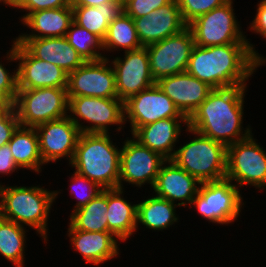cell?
<instances>
[{"mask_svg": "<svg viewBox=\"0 0 266 267\" xmlns=\"http://www.w3.org/2000/svg\"><path fill=\"white\" fill-rule=\"evenodd\" d=\"M259 67L248 43H233L192 49L186 72L210 87L247 86Z\"/></svg>", "mask_w": 266, "mask_h": 267, "instance_id": "1", "label": "cell"}, {"mask_svg": "<svg viewBox=\"0 0 266 267\" xmlns=\"http://www.w3.org/2000/svg\"><path fill=\"white\" fill-rule=\"evenodd\" d=\"M246 88L236 86L212 89L188 118L187 127L226 147L253 135L250 126L242 131Z\"/></svg>", "mask_w": 266, "mask_h": 267, "instance_id": "2", "label": "cell"}, {"mask_svg": "<svg viewBox=\"0 0 266 267\" xmlns=\"http://www.w3.org/2000/svg\"><path fill=\"white\" fill-rule=\"evenodd\" d=\"M112 142L109 133H81L70 163L102 189L119 188L121 149Z\"/></svg>", "mask_w": 266, "mask_h": 267, "instance_id": "3", "label": "cell"}, {"mask_svg": "<svg viewBox=\"0 0 266 267\" xmlns=\"http://www.w3.org/2000/svg\"><path fill=\"white\" fill-rule=\"evenodd\" d=\"M58 193L39 186L0 185V217L22 226H30L46 242L47 219Z\"/></svg>", "mask_w": 266, "mask_h": 267, "instance_id": "4", "label": "cell"}, {"mask_svg": "<svg viewBox=\"0 0 266 267\" xmlns=\"http://www.w3.org/2000/svg\"><path fill=\"white\" fill-rule=\"evenodd\" d=\"M186 131L196 137L177 148L171 160L200 183L226 178L227 147L189 127Z\"/></svg>", "mask_w": 266, "mask_h": 267, "instance_id": "5", "label": "cell"}, {"mask_svg": "<svg viewBox=\"0 0 266 267\" xmlns=\"http://www.w3.org/2000/svg\"><path fill=\"white\" fill-rule=\"evenodd\" d=\"M233 0L214 8L208 13L199 16L187 27L191 30L195 45L209 47L233 43H248L255 54L259 66L266 63V58L259 55L246 35L241 31L233 9ZM257 52V53H256Z\"/></svg>", "mask_w": 266, "mask_h": 267, "instance_id": "6", "label": "cell"}, {"mask_svg": "<svg viewBox=\"0 0 266 267\" xmlns=\"http://www.w3.org/2000/svg\"><path fill=\"white\" fill-rule=\"evenodd\" d=\"M67 88L18 89L13 108L21 126L36 127L68 114Z\"/></svg>", "mask_w": 266, "mask_h": 267, "instance_id": "7", "label": "cell"}, {"mask_svg": "<svg viewBox=\"0 0 266 267\" xmlns=\"http://www.w3.org/2000/svg\"><path fill=\"white\" fill-rule=\"evenodd\" d=\"M239 187L229 179L201 183L198 194L190 204L206 220L217 224H229L237 220L244 204Z\"/></svg>", "mask_w": 266, "mask_h": 267, "instance_id": "8", "label": "cell"}, {"mask_svg": "<svg viewBox=\"0 0 266 267\" xmlns=\"http://www.w3.org/2000/svg\"><path fill=\"white\" fill-rule=\"evenodd\" d=\"M68 99V111L73 114L68 116L81 133L108 134V125L114 124L120 125L117 128L119 132L125 122L124 102L121 99L89 96L68 97ZM78 118L86 120L90 126L82 125Z\"/></svg>", "mask_w": 266, "mask_h": 267, "instance_id": "9", "label": "cell"}, {"mask_svg": "<svg viewBox=\"0 0 266 267\" xmlns=\"http://www.w3.org/2000/svg\"><path fill=\"white\" fill-rule=\"evenodd\" d=\"M253 136L227 146L226 178L236 186L266 188V151ZM265 187V188H264Z\"/></svg>", "mask_w": 266, "mask_h": 267, "instance_id": "10", "label": "cell"}, {"mask_svg": "<svg viewBox=\"0 0 266 267\" xmlns=\"http://www.w3.org/2000/svg\"><path fill=\"white\" fill-rule=\"evenodd\" d=\"M194 46L193 35L188 27L178 34L146 46L154 81L186 72Z\"/></svg>", "mask_w": 266, "mask_h": 267, "instance_id": "11", "label": "cell"}, {"mask_svg": "<svg viewBox=\"0 0 266 267\" xmlns=\"http://www.w3.org/2000/svg\"><path fill=\"white\" fill-rule=\"evenodd\" d=\"M7 60L19 61L17 89L67 88L68 73L53 63L33 57L21 44L13 40Z\"/></svg>", "mask_w": 266, "mask_h": 267, "instance_id": "12", "label": "cell"}, {"mask_svg": "<svg viewBox=\"0 0 266 267\" xmlns=\"http://www.w3.org/2000/svg\"><path fill=\"white\" fill-rule=\"evenodd\" d=\"M124 111L125 122H130L132 134L139 127L159 119L187 118L157 84L126 100Z\"/></svg>", "mask_w": 266, "mask_h": 267, "instance_id": "13", "label": "cell"}, {"mask_svg": "<svg viewBox=\"0 0 266 267\" xmlns=\"http://www.w3.org/2000/svg\"><path fill=\"white\" fill-rule=\"evenodd\" d=\"M107 57L86 61L68 74V97L118 98L115 72ZM109 64V66L107 65Z\"/></svg>", "mask_w": 266, "mask_h": 267, "instance_id": "14", "label": "cell"}, {"mask_svg": "<svg viewBox=\"0 0 266 267\" xmlns=\"http://www.w3.org/2000/svg\"><path fill=\"white\" fill-rule=\"evenodd\" d=\"M165 161L159 153L141 145L134 138L126 139L121 148L119 188L124 189L122 181L137 187L148 183L153 188Z\"/></svg>", "mask_w": 266, "mask_h": 267, "instance_id": "15", "label": "cell"}, {"mask_svg": "<svg viewBox=\"0 0 266 267\" xmlns=\"http://www.w3.org/2000/svg\"><path fill=\"white\" fill-rule=\"evenodd\" d=\"M124 53V58L118 56L110 63L114 67L117 96L123 102L156 84L146 47Z\"/></svg>", "mask_w": 266, "mask_h": 267, "instance_id": "16", "label": "cell"}, {"mask_svg": "<svg viewBox=\"0 0 266 267\" xmlns=\"http://www.w3.org/2000/svg\"><path fill=\"white\" fill-rule=\"evenodd\" d=\"M39 138V151L44 165L67 157L72 162L81 134L78 126L65 116L35 127Z\"/></svg>", "mask_w": 266, "mask_h": 267, "instance_id": "17", "label": "cell"}, {"mask_svg": "<svg viewBox=\"0 0 266 267\" xmlns=\"http://www.w3.org/2000/svg\"><path fill=\"white\" fill-rule=\"evenodd\" d=\"M133 21L143 47L178 34L187 27L182 19L177 0H172L169 4L153 10L147 16L134 18Z\"/></svg>", "mask_w": 266, "mask_h": 267, "instance_id": "18", "label": "cell"}, {"mask_svg": "<svg viewBox=\"0 0 266 267\" xmlns=\"http://www.w3.org/2000/svg\"><path fill=\"white\" fill-rule=\"evenodd\" d=\"M174 102L180 112L189 118L213 89L187 72L164 77L156 82Z\"/></svg>", "mask_w": 266, "mask_h": 267, "instance_id": "19", "label": "cell"}, {"mask_svg": "<svg viewBox=\"0 0 266 267\" xmlns=\"http://www.w3.org/2000/svg\"><path fill=\"white\" fill-rule=\"evenodd\" d=\"M200 184L194 176L178 167L172 160H166L160 167L153 190L156 196L174 204L181 200L179 207H186L185 205H190L198 194Z\"/></svg>", "mask_w": 266, "mask_h": 267, "instance_id": "20", "label": "cell"}, {"mask_svg": "<svg viewBox=\"0 0 266 267\" xmlns=\"http://www.w3.org/2000/svg\"><path fill=\"white\" fill-rule=\"evenodd\" d=\"M33 57L55 64L68 74L85 61L66 37L15 38Z\"/></svg>", "mask_w": 266, "mask_h": 267, "instance_id": "21", "label": "cell"}, {"mask_svg": "<svg viewBox=\"0 0 266 267\" xmlns=\"http://www.w3.org/2000/svg\"><path fill=\"white\" fill-rule=\"evenodd\" d=\"M188 126V118H167L139 127L132 135L141 145L159 153L166 160L175 154V143L179 140L181 124ZM173 151V152H172Z\"/></svg>", "mask_w": 266, "mask_h": 267, "instance_id": "22", "label": "cell"}, {"mask_svg": "<svg viewBox=\"0 0 266 267\" xmlns=\"http://www.w3.org/2000/svg\"><path fill=\"white\" fill-rule=\"evenodd\" d=\"M71 245L86 263L98 265L119 254L118 239L110 232H88L68 229Z\"/></svg>", "mask_w": 266, "mask_h": 267, "instance_id": "23", "label": "cell"}, {"mask_svg": "<svg viewBox=\"0 0 266 267\" xmlns=\"http://www.w3.org/2000/svg\"><path fill=\"white\" fill-rule=\"evenodd\" d=\"M72 22L73 9L71 6L31 12L22 21V24L32 29V33H22L16 38L64 37Z\"/></svg>", "mask_w": 266, "mask_h": 267, "instance_id": "24", "label": "cell"}, {"mask_svg": "<svg viewBox=\"0 0 266 267\" xmlns=\"http://www.w3.org/2000/svg\"><path fill=\"white\" fill-rule=\"evenodd\" d=\"M123 189H107L108 232L121 241L127 240L137 225V204L131 205L123 198Z\"/></svg>", "mask_w": 266, "mask_h": 267, "instance_id": "25", "label": "cell"}, {"mask_svg": "<svg viewBox=\"0 0 266 267\" xmlns=\"http://www.w3.org/2000/svg\"><path fill=\"white\" fill-rule=\"evenodd\" d=\"M8 145L19 169L25 168L36 173L42 171L44 164L39 151V138L34 127L19 125Z\"/></svg>", "mask_w": 266, "mask_h": 267, "instance_id": "26", "label": "cell"}, {"mask_svg": "<svg viewBox=\"0 0 266 267\" xmlns=\"http://www.w3.org/2000/svg\"><path fill=\"white\" fill-rule=\"evenodd\" d=\"M73 21L97 35L102 41L109 24L123 11L122 0L105 3L98 7H72Z\"/></svg>", "mask_w": 266, "mask_h": 267, "instance_id": "27", "label": "cell"}, {"mask_svg": "<svg viewBox=\"0 0 266 267\" xmlns=\"http://www.w3.org/2000/svg\"><path fill=\"white\" fill-rule=\"evenodd\" d=\"M107 209V189H103L88 204L72 210L68 229L88 232H108Z\"/></svg>", "mask_w": 266, "mask_h": 267, "instance_id": "28", "label": "cell"}, {"mask_svg": "<svg viewBox=\"0 0 266 267\" xmlns=\"http://www.w3.org/2000/svg\"><path fill=\"white\" fill-rule=\"evenodd\" d=\"M178 204L158 196L147 198L137 204V225L153 230H163L178 222L175 209Z\"/></svg>", "mask_w": 266, "mask_h": 267, "instance_id": "29", "label": "cell"}, {"mask_svg": "<svg viewBox=\"0 0 266 267\" xmlns=\"http://www.w3.org/2000/svg\"><path fill=\"white\" fill-rule=\"evenodd\" d=\"M102 45L103 51L111 50L112 52L120 48H124L125 51H131L143 47L139 40L133 18L122 11L109 24Z\"/></svg>", "mask_w": 266, "mask_h": 267, "instance_id": "30", "label": "cell"}, {"mask_svg": "<svg viewBox=\"0 0 266 267\" xmlns=\"http://www.w3.org/2000/svg\"><path fill=\"white\" fill-rule=\"evenodd\" d=\"M26 229L13 221L0 217V255L16 267L24 266Z\"/></svg>", "mask_w": 266, "mask_h": 267, "instance_id": "31", "label": "cell"}, {"mask_svg": "<svg viewBox=\"0 0 266 267\" xmlns=\"http://www.w3.org/2000/svg\"><path fill=\"white\" fill-rule=\"evenodd\" d=\"M65 37L85 62L105 58L104 54L100 53V50L103 51L102 40L74 21L71 23Z\"/></svg>", "mask_w": 266, "mask_h": 267, "instance_id": "32", "label": "cell"}, {"mask_svg": "<svg viewBox=\"0 0 266 267\" xmlns=\"http://www.w3.org/2000/svg\"><path fill=\"white\" fill-rule=\"evenodd\" d=\"M72 184H70V189H72L71 195L75 196L78 201L74 206L73 210H76L86 204H88L92 199L98 196L102 192V188L95 182L89 180L87 177L73 172ZM79 189V190H78ZM86 192H84V191Z\"/></svg>", "mask_w": 266, "mask_h": 267, "instance_id": "33", "label": "cell"}, {"mask_svg": "<svg viewBox=\"0 0 266 267\" xmlns=\"http://www.w3.org/2000/svg\"><path fill=\"white\" fill-rule=\"evenodd\" d=\"M229 0H177L182 19L186 25Z\"/></svg>", "mask_w": 266, "mask_h": 267, "instance_id": "34", "label": "cell"}, {"mask_svg": "<svg viewBox=\"0 0 266 267\" xmlns=\"http://www.w3.org/2000/svg\"><path fill=\"white\" fill-rule=\"evenodd\" d=\"M172 0H122L123 12L131 18L147 16L153 10L169 4Z\"/></svg>", "mask_w": 266, "mask_h": 267, "instance_id": "35", "label": "cell"}, {"mask_svg": "<svg viewBox=\"0 0 266 267\" xmlns=\"http://www.w3.org/2000/svg\"><path fill=\"white\" fill-rule=\"evenodd\" d=\"M11 6L26 11L20 18L22 22L31 12L71 6V0H11Z\"/></svg>", "mask_w": 266, "mask_h": 267, "instance_id": "36", "label": "cell"}, {"mask_svg": "<svg viewBox=\"0 0 266 267\" xmlns=\"http://www.w3.org/2000/svg\"><path fill=\"white\" fill-rule=\"evenodd\" d=\"M19 125L13 106L5 105L0 109V147L9 143Z\"/></svg>", "mask_w": 266, "mask_h": 267, "instance_id": "37", "label": "cell"}, {"mask_svg": "<svg viewBox=\"0 0 266 267\" xmlns=\"http://www.w3.org/2000/svg\"><path fill=\"white\" fill-rule=\"evenodd\" d=\"M7 70L6 67L4 68V63L2 65L0 62V100L5 105L12 106L18 92L17 71L10 74Z\"/></svg>", "mask_w": 266, "mask_h": 267, "instance_id": "38", "label": "cell"}, {"mask_svg": "<svg viewBox=\"0 0 266 267\" xmlns=\"http://www.w3.org/2000/svg\"><path fill=\"white\" fill-rule=\"evenodd\" d=\"M257 7L255 18L249 28L250 31H254V33L256 32L266 38V0L260 1Z\"/></svg>", "mask_w": 266, "mask_h": 267, "instance_id": "39", "label": "cell"}, {"mask_svg": "<svg viewBox=\"0 0 266 267\" xmlns=\"http://www.w3.org/2000/svg\"><path fill=\"white\" fill-rule=\"evenodd\" d=\"M16 162L13 159L12 151L8 144L0 147V174L10 175L15 170H19Z\"/></svg>", "mask_w": 266, "mask_h": 267, "instance_id": "40", "label": "cell"}, {"mask_svg": "<svg viewBox=\"0 0 266 267\" xmlns=\"http://www.w3.org/2000/svg\"><path fill=\"white\" fill-rule=\"evenodd\" d=\"M117 0H71V7L90 6L98 7L105 3L115 2Z\"/></svg>", "mask_w": 266, "mask_h": 267, "instance_id": "41", "label": "cell"}, {"mask_svg": "<svg viewBox=\"0 0 266 267\" xmlns=\"http://www.w3.org/2000/svg\"><path fill=\"white\" fill-rule=\"evenodd\" d=\"M3 2L5 5L11 6V0H0V3Z\"/></svg>", "mask_w": 266, "mask_h": 267, "instance_id": "42", "label": "cell"}, {"mask_svg": "<svg viewBox=\"0 0 266 267\" xmlns=\"http://www.w3.org/2000/svg\"><path fill=\"white\" fill-rule=\"evenodd\" d=\"M5 106V104L0 100V109H2Z\"/></svg>", "mask_w": 266, "mask_h": 267, "instance_id": "43", "label": "cell"}]
</instances>
